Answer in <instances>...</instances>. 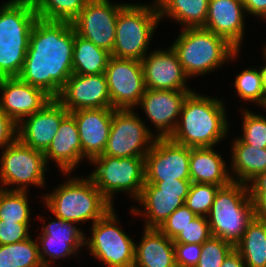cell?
I'll return each instance as SVG.
<instances>
[{"mask_svg": "<svg viewBox=\"0 0 266 267\" xmlns=\"http://www.w3.org/2000/svg\"><path fill=\"white\" fill-rule=\"evenodd\" d=\"M74 28L70 22L37 19L19 78L56 98L73 74Z\"/></svg>", "mask_w": 266, "mask_h": 267, "instance_id": "obj_1", "label": "cell"}, {"mask_svg": "<svg viewBox=\"0 0 266 267\" xmlns=\"http://www.w3.org/2000/svg\"><path fill=\"white\" fill-rule=\"evenodd\" d=\"M0 267H44L37 240L30 237L13 244L0 245Z\"/></svg>", "mask_w": 266, "mask_h": 267, "instance_id": "obj_31", "label": "cell"}, {"mask_svg": "<svg viewBox=\"0 0 266 267\" xmlns=\"http://www.w3.org/2000/svg\"><path fill=\"white\" fill-rule=\"evenodd\" d=\"M125 3L110 0H88L80 14L71 22L75 33L112 53L117 16Z\"/></svg>", "mask_w": 266, "mask_h": 267, "instance_id": "obj_13", "label": "cell"}, {"mask_svg": "<svg viewBox=\"0 0 266 267\" xmlns=\"http://www.w3.org/2000/svg\"><path fill=\"white\" fill-rule=\"evenodd\" d=\"M105 76L113 108H137L146 90L141 61L111 56Z\"/></svg>", "mask_w": 266, "mask_h": 267, "instance_id": "obj_14", "label": "cell"}, {"mask_svg": "<svg viewBox=\"0 0 266 267\" xmlns=\"http://www.w3.org/2000/svg\"><path fill=\"white\" fill-rule=\"evenodd\" d=\"M0 93V108L17 125L53 99L43 89L23 82L19 77L0 78Z\"/></svg>", "mask_w": 266, "mask_h": 267, "instance_id": "obj_20", "label": "cell"}, {"mask_svg": "<svg viewBox=\"0 0 266 267\" xmlns=\"http://www.w3.org/2000/svg\"><path fill=\"white\" fill-rule=\"evenodd\" d=\"M18 138L17 124L0 108V148L1 150Z\"/></svg>", "mask_w": 266, "mask_h": 267, "instance_id": "obj_43", "label": "cell"}, {"mask_svg": "<svg viewBox=\"0 0 266 267\" xmlns=\"http://www.w3.org/2000/svg\"><path fill=\"white\" fill-rule=\"evenodd\" d=\"M115 210L111 208L91 225V237H85V245L90 255L107 267H133L136 242L118 227Z\"/></svg>", "mask_w": 266, "mask_h": 267, "instance_id": "obj_9", "label": "cell"}, {"mask_svg": "<svg viewBox=\"0 0 266 267\" xmlns=\"http://www.w3.org/2000/svg\"><path fill=\"white\" fill-rule=\"evenodd\" d=\"M54 221L42 219L41 235L37 238L40 259L44 267H52L55 260L74 256L85 246V233L71 221L55 217ZM49 257V258H47Z\"/></svg>", "mask_w": 266, "mask_h": 267, "instance_id": "obj_16", "label": "cell"}, {"mask_svg": "<svg viewBox=\"0 0 266 267\" xmlns=\"http://www.w3.org/2000/svg\"><path fill=\"white\" fill-rule=\"evenodd\" d=\"M175 263L177 267H196L198 264L202 244L173 243Z\"/></svg>", "mask_w": 266, "mask_h": 267, "instance_id": "obj_42", "label": "cell"}, {"mask_svg": "<svg viewBox=\"0 0 266 267\" xmlns=\"http://www.w3.org/2000/svg\"><path fill=\"white\" fill-rule=\"evenodd\" d=\"M235 249L247 267H266V218L254 217Z\"/></svg>", "mask_w": 266, "mask_h": 267, "instance_id": "obj_29", "label": "cell"}, {"mask_svg": "<svg viewBox=\"0 0 266 267\" xmlns=\"http://www.w3.org/2000/svg\"><path fill=\"white\" fill-rule=\"evenodd\" d=\"M221 267H247L240 253L234 248L224 259Z\"/></svg>", "mask_w": 266, "mask_h": 267, "instance_id": "obj_45", "label": "cell"}, {"mask_svg": "<svg viewBox=\"0 0 266 267\" xmlns=\"http://www.w3.org/2000/svg\"><path fill=\"white\" fill-rule=\"evenodd\" d=\"M38 19L72 22L88 0H32Z\"/></svg>", "mask_w": 266, "mask_h": 267, "instance_id": "obj_32", "label": "cell"}, {"mask_svg": "<svg viewBox=\"0 0 266 267\" xmlns=\"http://www.w3.org/2000/svg\"><path fill=\"white\" fill-rule=\"evenodd\" d=\"M56 99L69 111L113 108L105 73L72 74Z\"/></svg>", "mask_w": 266, "mask_h": 267, "instance_id": "obj_18", "label": "cell"}, {"mask_svg": "<svg viewBox=\"0 0 266 267\" xmlns=\"http://www.w3.org/2000/svg\"><path fill=\"white\" fill-rule=\"evenodd\" d=\"M264 50H263V53L266 55V43L264 45V47H262Z\"/></svg>", "mask_w": 266, "mask_h": 267, "instance_id": "obj_48", "label": "cell"}, {"mask_svg": "<svg viewBox=\"0 0 266 267\" xmlns=\"http://www.w3.org/2000/svg\"><path fill=\"white\" fill-rule=\"evenodd\" d=\"M263 109H266V97H265V101L263 103V105L261 106Z\"/></svg>", "mask_w": 266, "mask_h": 267, "instance_id": "obj_47", "label": "cell"}, {"mask_svg": "<svg viewBox=\"0 0 266 267\" xmlns=\"http://www.w3.org/2000/svg\"><path fill=\"white\" fill-rule=\"evenodd\" d=\"M114 108H91L70 112L74 117L86 160L102 155L108 143Z\"/></svg>", "mask_w": 266, "mask_h": 267, "instance_id": "obj_22", "label": "cell"}, {"mask_svg": "<svg viewBox=\"0 0 266 267\" xmlns=\"http://www.w3.org/2000/svg\"><path fill=\"white\" fill-rule=\"evenodd\" d=\"M28 191L0 188V220L30 223Z\"/></svg>", "mask_w": 266, "mask_h": 267, "instance_id": "obj_33", "label": "cell"}, {"mask_svg": "<svg viewBox=\"0 0 266 267\" xmlns=\"http://www.w3.org/2000/svg\"><path fill=\"white\" fill-rule=\"evenodd\" d=\"M263 58L266 60V55L263 53ZM259 72L261 75L262 85H263V91L266 96V62L264 66L259 67Z\"/></svg>", "mask_w": 266, "mask_h": 267, "instance_id": "obj_46", "label": "cell"}, {"mask_svg": "<svg viewBox=\"0 0 266 267\" xmlns=\"http://www.w3.org/2000/svg\"><path fill=\"white\" fill-rule=\"evenodd\" d=\"M245 13L242 0H209L203 28L223 37L240 51L245 36Z\"/></svg>", "mask_w": 266, "mask_h": 267, "instance_id": "obj_23", "label": "cell"}, {"mask_svg": "<svg viewBox=\"0 0 266 267\" xmlns=\"http://www.w3.org/2000/svg\"><path fill=\"white\" fill-rule=\"evenodd\" d=\"M134 111L114 110L108 143L102 155L118 158L146 156L156 137Z\"/></svg>", "mask_w": 266, "mask_h": 267, "instance_id": "obj_11", "label": "cell"}, {"mask_svg": "<svg viewBox=\"0 0 266 267\" xmlns=\"http://www.w3.org/2000/svg\"><path fill=\"white\" fill-rule=\"evenodd\" d=\"M233 85L240 99L259 106L263 105L266 96L258 67L243 69L236 75Z\"/></svg>", "mask_w": 266, "mask_h": 267, "instance_id": "obj_34", "label": "cell"}, {"mask_svg": "<svg viewBox=\"0 0 266 267\" xmlns=\"http://www.w3.org/2000/svg\"><path fill=\"white\" fill-rule=\"evenodd\" d=\"M231 147L232 162L229 169L232 170L230 176L233 182L248 184L258 174L266 171V148L258 149L244 144L238 137L233 140Z\"/></svg>", "mask_w": 266, "mask_h": 267, "instance_id": "obj_27", "label": "cell"}, {"mask_svg": "<svg viewBox=\"0 0 266 267\" xmlns=\"http://www.w3.org/2000/svg\"><path fill=\"white\" fill-rule=\"evenodd\" d=\"M226 163L214 147L191 148L190 181L220 187L227 186L232 180L231 171L227 169Z\"/></svg>", "mask_w": 266, "mask_h": 267, "instance_id": "obj_26", "label": "cell"}, {"mask_svg": "<svg viewBox=\"0 0 266 267\" xmlns=\"http://www.w3.org/2000/svg\"><path fill=\"white\" fill-rule=\"evenodd\" d=\"M242 137H238L244 144L255 148H266V116L256 114L243 108Z\"/></svg>", "mask_w": 266, "mask_h": 267, "instance_id": "obj_35", "label": "cell"}, {"mask_svg": "<svg viewBox=\"0 0 266 267\" xmlns=\"http://www.w3.org/2000/svg\"><path fill=\"white\" fill-rule=\"evenodd\" d=\"M235 246L219 237L211 236L202 244L201 254L196 267H221L224 259Z\"/></svg>", "mask_w": 266, "mask_h": 267, "instance_id": "obj_37", "label": "cell"}, {"mask_svg": "<svg viewBox=\"0 0 266 267\" xmlns=\"http://www.w3.org/2000/svg\"><path fill=\"white\" fill-rule=\"evenodd\" d=\"M37 19L32 0H8L0 5V78L21 74Z\"/></svg>", "mask_w": 266, "mask_h": 267, "instance_id": "obj_3", "label": "cell"}, {"mask_svg": "<svg viewBox=\"0 0 266 267\" xmlns=\"http://www.w3.org/2000/svg\"><path fill=\"white\" fill-rule=\"evenodd\" d=\"M242 2L248 14L266 19V0H242Z\"/></svg>", "mask_w": 266, "mask_h": 267, "instance_id": "obj_44", "label": "cell"}, {"mask_svg": "<svg viewBox=\"0 0 266 267\" xmlns=\"http://www.w3.org/2000/svg\"><path fill=\"white\" fill-rule=\"evenodd\" d=\"M145 86L154 90H193L187 86L189 79L183 71L177 54L170 46L155 49L142 60Z\"/></svg>", "mask_w": 266, "mask_h": 267, "instance_id": "obj_21", "label": "cell"}, {"mask_svg": "<svg viewBox=\"0 0 266 267\" xmlns=\"http://www.w3.org/2000/svg\"><path fill=\"white\" fill-rule=\"evenodd\" d=\"M194 90H154L146 88L137 106L154 124L156 138H170L175 131L183 103Z\"/></svg>", "mask_w": 266, "mask_h": 267, "instance_id": "obj_17", "label": "cell"}, {"mask_svg": "<svg viewBox=\"0 0 266 267\" xmlns=\"http://www.w3.org/2000/svg\"><path fill=\"white\" fill-rule=\"evenodd\" d=\"M66 180L42 199L55 217L76 225L89 220L93 224L113 208V204L101 194L89 176Z\"/></svg>", "mask_w": 266, "mask_h": 267, "instance_id": "obj_5", "label": "cell"}, {"mask_svg": "<svg viewBox=\"0 0 266 267\" xmlns=\"http://www.w3.org/2000/svg\"><path fill=\"white\" fill-rule=\"evenodd\" d=\"M30 223L0 220V245L13 244L30 238Z\"/></svg>", "mask_w": 266, "mask_h": 267, "instance_id": "obj_40", "label": "cell"}, {"mask_svg": "<svg viewBox=\"0 0 266 267\" xmlns=\"http://www.w3.org/2000/svg\"><path fill=\"white\" fill-rule=\"evenodd\" d=\"M211 236L207 217L197 216L173 239V243L203 244Z\"/></svg>", "mask_w": 266, "mask_h": 267, "instance_id": "obj_38", "label": "cell"}, {"mask_svg": "<svg viewBox=\"0 0 266 267\" xmlns=\"http://www.w3.org/2000/svg\"><path fill=\"white\" fill-rule=\"evenodd\" d=\"M157 4L126 3L117 16L115 42L111 56L141 61L160 24Z\"/></svg>", "mask_w": 266, "mask_h": 267, "instance_id": "obj_7", "label": "cell"}, {"mask_svg": "<svg viewBox=\"0 0 266 267\" xmlns=\"http://www.w3.org/2000/svg\"><path fill=\"white\" fill-rule=\"evenodd\" d=\"M44 156L47 164L51 160L54 161L62 174H70L69 177L75 167L77 168L79 163L81 164V161L84 160L77 123L70 113L61 121L50 146L44 152Z\"/></svg>", "mask_w": 266, "mask_h": 267, "instance_id": "obj_24", "label": "cell"}, {"mask_svg": "<svg viewBox=\"0 0 266 267\" xmlns=\"http://www.w3.org/2000/svg\"><path fill=\"white\" fill-rule=\"evenodd\" d=\"M69 113L56 98H53L41 110L24 118L17 125L18 139L35 150L45 152L61 121Z\"/></svg>", "mask_w": 266, "mask_h": 267, "instance_id": "obj_19", "label": "cell"}, {"mask_svg": "<svg viewBox=\"0 0 266 267\" xmlns=\"http://www.w3.org/2000/svg\"><path fill=\"white\" fill-rule=\"evenodd\" d=\"M190 152L170 138H156L145 156V182L190 180Z\"/></svg>", "mask_w": 266, "mask_h": 267, "instance_id": "obj_15", "label": "cell"}, {"mask_svg": "<svg viewBox=\"0 0 266 267\" xmlns=\"http://www.w3.org/2000/svg\"><path fill=\"white\" fill-rule=\"evenodd\" d=\"M180 31L170 46L189 79L219 69L226 61L236 60L240 53L226 39L203 27H188Z\"/></svg>", "mask_w": 266, "mask_h": 267, "instance_id": "obj_4", "label": "cell"}, {"mask_svg": "<svg viewBox=\"0 0 266 267\" xmlns=\"http://www.w3.org/2000/svg\"><path fill=\"white\" fill-rule=\"evenodd\" d=\"M224 101L191 92L185 99L170 139L189 148L214 147L229 132Z\"/></svg>", "mask_w": 266, "mask_h": 267, "instance_id": "obj_2", "label": "cell"}, {"mask_svg": "<svg viewBox=\"0 0 266 267\" xmlns=\"http://www.w3.org/2000/svg\"><path fill=\"white\" fill-rule=\"evenodd\" d=\"M133 267H177L173 240L157 228H145L139 243H135Z\"/></svg>", "mask_w": 266, "mask_h": 267, "instance_id": "obj_25", "label": "cell"}, {"mask_svg": "<svg viewBox=\"0 0 266 267\" xmlns=\"http://www.w3.org/2000/svg\"><path fill=\"white\" fill-rule=\"evenodd\" d=\"M0 159V184L2 189L28 191L33 185L44 188L47 162L44 152L22 143L18 138L3 148ZM15 185V188L13 186Z\"/></svg>", "mask_w": 266, "mask_h": 267, "instance_id": "obj_10", "label": "cell"}, {"mask_svg": "<svg viewBox=\"0 0 266 267\" xmlns=\"http://www.w3.org/2000/svg\"><path fill=\"white\" fill-rule=\"evenodd\" d=\"M160 20L175 19L182 28L203 27L208 13L209 0H155Z\"/></svg>", "mask_w": 266, "mask_h": 267, "instance_id": "obj_28", "label": "cell"}, {"mask_svg": "<svg viewBox=\"0 0 266 267\" xmlns=\"http://www.w3.org/2000/svg\"><path fill=\"white\" fill-rule=\"evenodd\" d=\"M254 212L257 218H266V171L258 174L248 183Z\"/></svg>", "mask_w": 266, "mask_h": 267, "instance_id": "obj_41", "label": "cell"}, {"mask_svg": "<svg viewBox=\"0 0 266 267\" xmlns=\"http://www.w3.org/2000/svg\"><path fill=\"white\" fill-rule=\"evenodd\" d=\"M192 182L190 180H165L145 182L140 196L135 200L144 208L131 207V213L145 218V228H159L179 207L185 205Z\"/></svg>", "mask_w": 266, "mask_h": 267, "instance_id": "obj_12", "label": "cell"}, {"mask_svg": "<svg viewBox=\"0 0 266 267\" xmlns=\"http://www.w3.org/2000/svg\"><path fill=\"white\" fill-rule=\"evenodd\" d=\"M220 188L218 185L192 183L185 200V206L197 216L207 217Z\"/></svg>", "mask_w": 266, "mask_h": 267, "instance_id": "obj_36", "label": "cell"}, {"mask_svg": "<svg viewBox=\"0 0 266 267\" xmlns=\"http://www.w3.org/2000/svg\"><path fill=\"white\" fill-rule=\"evenodd\" d=\"M196 217L197 215L184 205L176 209L158 229L173 240Z\"/></svg>", "mask_w": 266, "mask_h": 267, "instance_id": "obj_39", "label": "cell"}, {"mask_svg": "<svg viewBox=\"0 0 266 267\" xmlns=\"http://www.w3.org/2000/svg\"><path fill=\"white\" fill-rule=\"evenodd\" d=\"M96 169L88 174L95 187L113 205L115 193L125 192L137 199L145 183V157H110L99 155L89 163Z\"/></svg>", "mask_w": 266, "mask_h": 267, "instance_id": "obj_8", "label": "cell"}, {"mask_svg": "<svg viewBox=\"0 0 266 267\" xmlns=\"http://www.w3.org/2000/svg\"><path fill=\"white\" fill-rule=\"evenodd\" d=\"M254 217L248 184L232 181L217 191L207 220L212 236L235 246Z\"/></svg>", "mask_w": 266, "mask_h": 267, "instance_id": "obj_6", "label": "cell"}, {"mask_svg": "<svg viewBox=\"0 0 266 267\" xmlns=\"http://www.w3.org/2000/svg\"><path fill=\"white\" fill-rule=\"evenodd\" d=\"M111 53L79 36L74 30L73 73L92 75L105 73Z\"/></svg>", "mask_w": 266, "mask_h": 267, "instance_id": "obj_30", "label": "cell"}]
</instances>
